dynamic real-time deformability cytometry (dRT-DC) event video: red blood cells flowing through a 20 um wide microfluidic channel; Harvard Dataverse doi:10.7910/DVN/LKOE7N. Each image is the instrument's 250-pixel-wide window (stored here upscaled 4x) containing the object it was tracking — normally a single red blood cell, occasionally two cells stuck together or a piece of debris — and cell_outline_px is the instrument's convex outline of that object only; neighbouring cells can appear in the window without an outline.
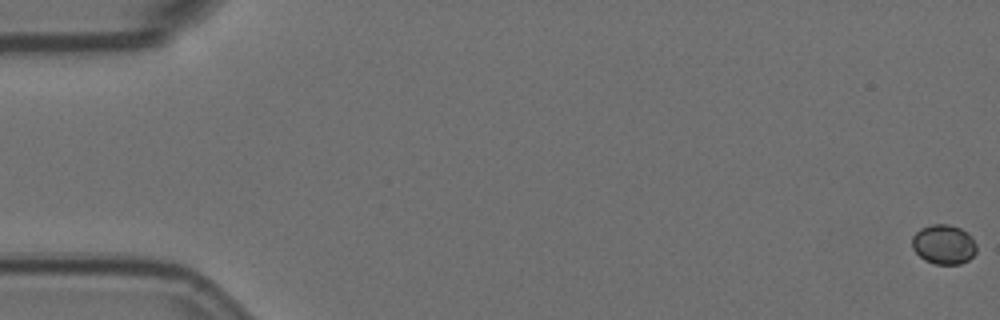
{"species": "Egyptian fruit bat (a non-hibernating species)", "species_latin": "Rousettus aegyptiacus", "temperature_condition": "room temperature", "stored_images_in_passage": 29, "camera_frame_rate_fps": 3000, "um_per_image_px": 0.085, "animal": {"sex": "female"}, "frame": {"image": 1, "passage_image": 1, "time_ms": 0.0, "image_size_px": [1000, 320], "cell_outline_px": [[976, 252], [968, 260], [960, 264], [936, 264], [924, 260], [912, 248], [912, 236], [920, 228], [932, 224], [948, 224], [960, 228], [968, 232], [972, 236], [976, 244]], "centroid_in_image_um": [80.22, 20.76], "position_along_channel_um": 4.8, "area_um2": 14.97}}
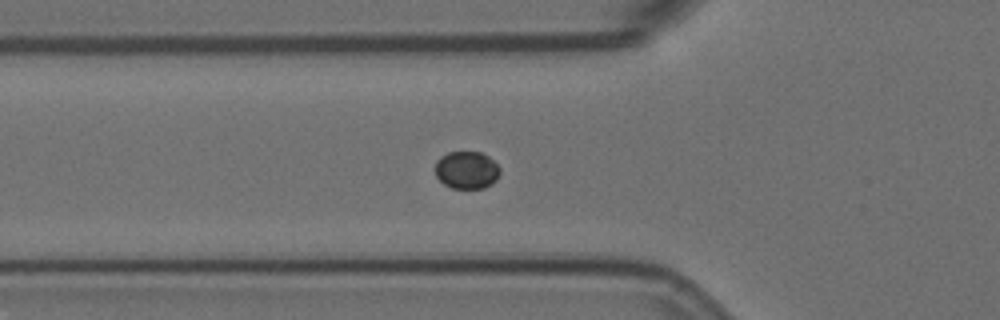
{"frame": {"image": 2, "passage_image": 21, "time_ms": 6.667, "image_size_px": [1000, 320], "cell_outline_px": [[500, 172], [496, 180], [492, 184], [484, 188], [452, 188], [444, 184], [436, 176], [436, 160], [440, 156], [448, 152], [480, 152], [488, 156], [500, 168]], "centroid_in_image_um": [39.66, 14.45], "position_along_channel_um": 86.1, "area_um2": 14.16}}
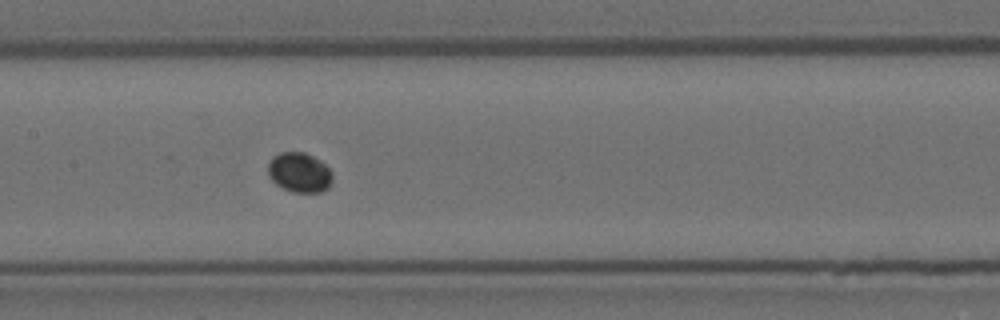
{"frame": {"image": 3, "passage_image": 29, "time_ms": 9.333, "image_size_px": [1000, 320], "cell_outline_px": [[332, 180], [328, 188], [320, 192], [292, 192], [276, 184], [268, 176], [268, 164], [272, 156], [280, 152], [304, 152], [320, 160], [332, 172]], "centroid_in_image_um": [25.44, 14.65], "position_along_channel_um": 182.0, "area_um2": 14.97}}